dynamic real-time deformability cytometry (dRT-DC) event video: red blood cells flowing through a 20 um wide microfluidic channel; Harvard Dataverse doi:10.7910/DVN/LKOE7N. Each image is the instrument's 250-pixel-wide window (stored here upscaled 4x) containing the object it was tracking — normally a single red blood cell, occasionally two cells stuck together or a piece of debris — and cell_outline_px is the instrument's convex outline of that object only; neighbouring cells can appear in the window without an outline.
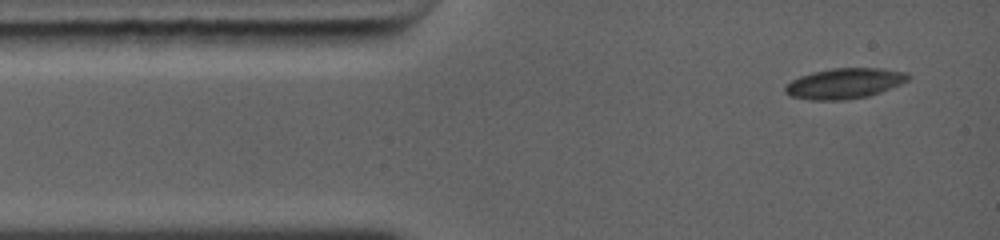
{"species": "common noctule bat (a hibernating species)", "species_latin": "Nyctalus noctula", "temperature_condition": "warm", "stored_images_in_passage": 30, "camera_frame_rate_fps": 5000, "um_per_image_px": 0.085, "animal": {"sex": "female", "body_mass_g": 19.0, "forearm_length_mm": 56.7}, "frame": {"image": 1, "passage_image": 1, "time_ms": 0.0, "image_size_px": [1000, 240], "cell_outline_px": [[912, 76], [908, 80], [900, 84], [880, 92], [868, 96], [844, 100], [812, 100], [792, 96], [784, 92], [784, 84], [800, 76], [812, 72], [832, 68], [876, 68], [904, 72]], "centroid_in_image_um": [71.74, 7.09], "position_along_channel_um": 13.3, "area_um2": 21.73}}
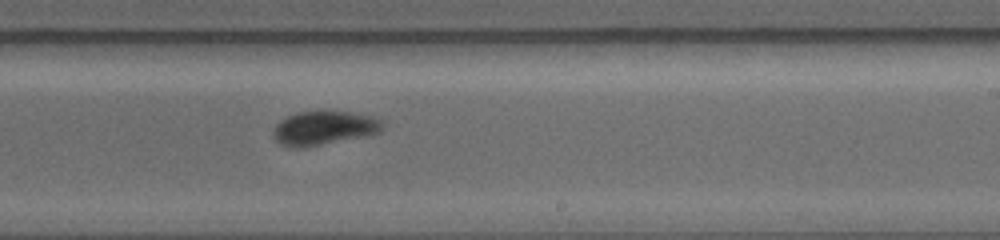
{"frame": {"image": 2, "passage_image": 13, "time_ms": 6.8, "image_size_px": [1000, 240], "cell_outline_px": [[384, 124], [380, 132], [368, 136], [304, 148], [288, 148], [280, 144], [272, 136], [272, 128], [280, 120], [296, 112], [352, 112], [372, 116], [380, 120]], "centroid_in_image_um": [27.5, 10.91], "position_along_channel_um": 261.5, "area_um2": 21.91}}
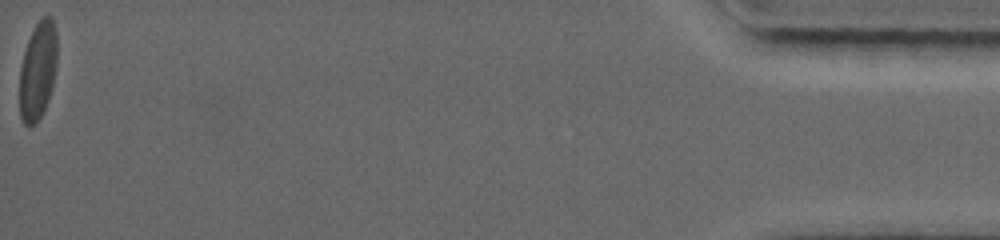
{"frame": {"image": 3, "passage_image": 30, "time_ms": 14.0, "image_size_px": [1000, 240], "cell_outline_px": [[56, 68], [52, 88], [48, 100], [36, 124], [28, 128], [24, 124], [20, 116], [20, 68], [24, 52], [28, 40], [36, 24], [44, 16], [52, 16], [56, 28]], "centroid_in_image_um": [3.22, 6.02], "position_along_channel_um": 432.0, "area_um2": 21.44}, "authors_computed_cell_mechanics": {"area_um2": 21.7039, "velocity_mm_per_s": 4.3956, "shape_relaxation_time_tau1_ms": 1.94, "shape_relaxation_time_tau2_ms": 1.1492, "deformation_change_tau1": 0.0923, "deformation_change_tau2": 0.0413}}